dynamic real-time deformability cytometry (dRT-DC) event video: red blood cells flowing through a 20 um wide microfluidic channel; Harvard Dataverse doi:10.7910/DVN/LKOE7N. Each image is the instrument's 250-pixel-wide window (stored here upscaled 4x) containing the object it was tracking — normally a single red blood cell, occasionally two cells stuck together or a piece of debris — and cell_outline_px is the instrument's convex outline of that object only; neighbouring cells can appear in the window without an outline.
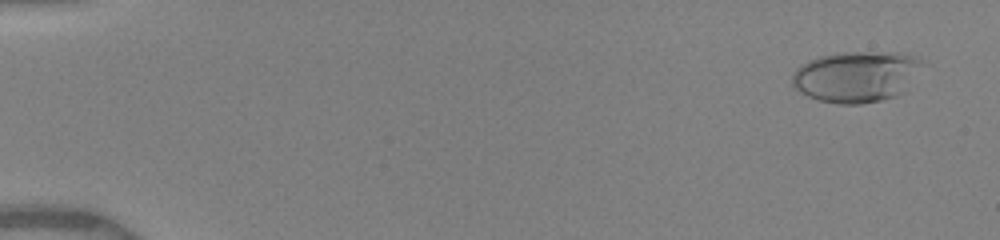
{"species": "human", "species_latin": "Homo sapiens", "temperature_condition": "warm", "stored_images_in_passage": 39, "camera_frame_rate_fps": 3000, "um_per_image_px": 0.085, "donor": {"sex": "female"}, "frame": {"image": 1, "passage_image": 4, "time_ms": 0.667, "image_size_px": [1000, 240], "cell_outline_px": [[920, 64], [904, 92], [896, 96], [880, 100], [860, 104], [840, 104], [820, 100], [808, 96], [792, 88], [792, 72], [800, 64], [808, 60], [820, 56], [836, 52], [900, 52], [916, 56], [920, 60]], "centroid_in_image_um": [72.71, 6.5], "position_along_channel_um": 12.3, "area_um2": 38.67}}
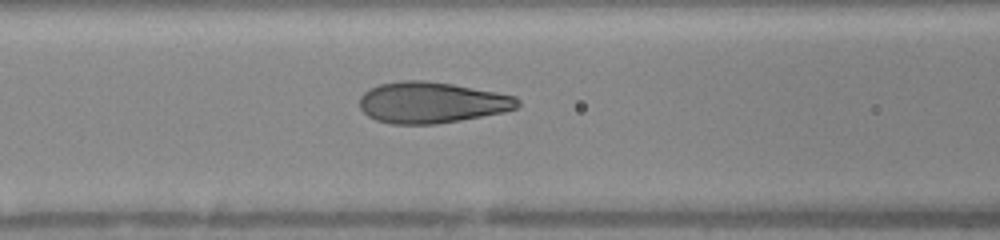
{"frame": {"image": 2, "passage_image": 25, "time_ms": 7.333, "image_size_px": [1000, 240], "cell_outline_px": [[520, 104], [516, 108], [504, 112], [460, 120], [436, 124], [392, 124], [376, 120], [368, 116], [360, 108], [360, 96], [368, 88], [380, 84], [404, 80], [424, 80], [452, 84], [496, 92], [516, 96], [520, 100]], "centroid_in_image_um": [36.68, 8.71], "position_along_channel_um": 129.9, "area_um2": 37.92}}
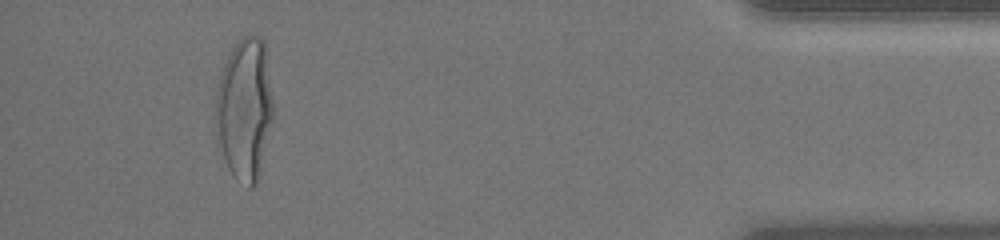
{"frame": {"image": 3, "passage_image": 38, "time_ms": 15.667, "image_size_px": [1000, 240], "cell_outline_px": [[272, 120], [260, 172], [256, 184], [252, 188], [248, 188], [228, 168], [220, 144], [216, 120], [216, 92], [220, 76], [224, 64], [232, 48], [244, 36], [260, 36], [264, 40], [272, 100]], "centroid_in_image_um": [20.8, 9.25], "position_along_channel_um": 414.4, "area_um2": 46.53}, "authors_computed_cell_mechanics": {"area_um2": 37.6856, "velocity_mm_per_s": 4.0256, "shape_relaxation_time_tau1_ms": 4.8872, "shape_relaxation_time_tau2_ms": null, "deformation_change_tau1": 0.2246, "deformation_change_tau2": null}}